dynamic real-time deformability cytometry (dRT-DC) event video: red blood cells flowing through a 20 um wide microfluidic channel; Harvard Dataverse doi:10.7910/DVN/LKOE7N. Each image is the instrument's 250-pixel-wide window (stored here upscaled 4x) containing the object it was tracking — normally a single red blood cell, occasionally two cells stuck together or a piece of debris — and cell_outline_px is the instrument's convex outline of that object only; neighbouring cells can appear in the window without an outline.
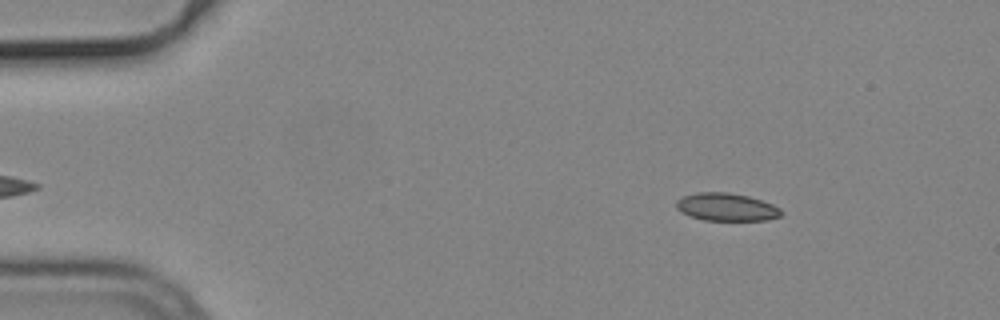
{"species": "common noctule bat (a hibernating species)", "species_latin": "Nyctalus noctula", "temperature_condition": "cold", "stored_images_in_passage": 50, "camera_frame_rate_fps": 3000, "um_per_image_px": 0.085, "animal": {"sex": "male", "body_mass_g": 19.2, "forearm_length_mm": 51.8}, "frame": {"image": 1, "passage_image": 3, "time_ms": 0.667, "image_size_px": [1000, 320], "cell_outline_px": [[780, 216], [764, 220], [704, 220], [692, 216], [676, 208], [676, 200], [684, 196], [700, 192], [728, 192], [748, 196], [772, 204], [780, 208]], "centroid_in_image_um": [61.74, 17.59], "position_along_channel_um": 23.3, "area_um2": 16.65}}
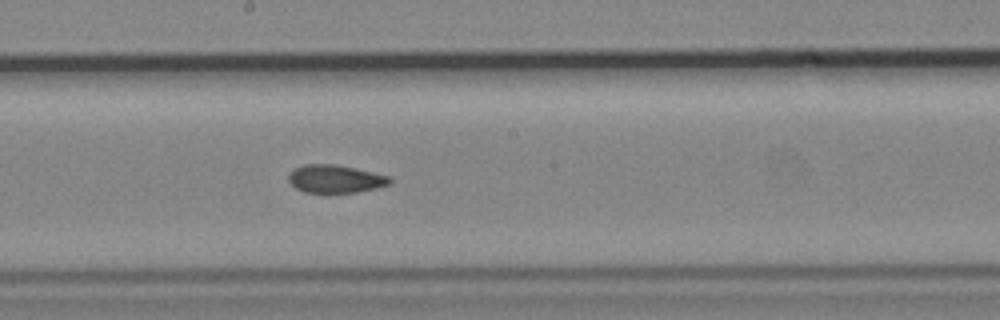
{"frame": {"image": 2, "passage_image": 25, "time_ms": 8.0, "image_size_px": [1000, 320], "cell_outline_px": [[392, 180], [388, 184], [376, 188], [356, 192], [304, 192], [296, 188], [288, 180], [288, 176], [296, 168], [304, 164], [336, 164], [356, 168], [392, 176]], "centroid_in_image_um": [28.54, 15.19], "position_along_channel_um": 219.7, "area_um2": 16.42}}
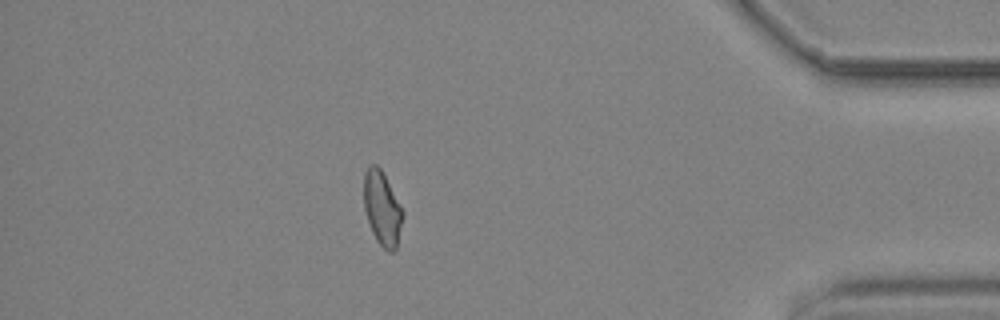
{"frame": {"image": 3, "passage_image": 43, "time_ms": 14.0, "image_size_px": [1000, 320], "cell_outline_px": [[404, 216], [396, 248], [392, 252], [388, 252], [376, 240], [372, 232], [364, 208], [364, 172], [372, 164], [376, 164], [380, 168], [404, 212]], "centroid_in_image_um": [32.49, 17.73], "position_along_channel_um": 402.7, "area_um2": 16.59}, "authors_computed_cell_mechanics": {"area_um2": 16.9932, "velocity_mm_per_s": 3.7676, "shape_relaxation_time_tau1_ms": null, "shape_relaxation_time_tau2_ms": 1.9782, "deformation_change_tau1": null, "deformation_change_tau2": 0.0647}}